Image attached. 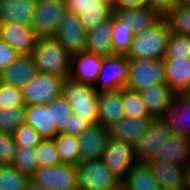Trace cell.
<instances>
[{
    "label": "cell",
    "mask_w": 190,
    "mask_h": 190,
    "mask_svg": "<svg viewBox=\"0 0 190 190\" xmlns=\"http://www.w3.org/2000/svg\"><path fill=\"white\" fill-rule=\"evenodd\" d=\"M86 31L79 16L74 12L66 11L53 38L71 56H74L85 51Z\"/></svg>",
    "instance_id": "12"
},
{
    "label": "cell",
    "mask_w": 190,
    "mask_h": 190,
    "mask_svg": "<svg viewBox=\"0 0 190 190\" xmlns=\"http://www.w3.org/2000/svg\"><path fill=\"white\" fill-rule=\"evenodd\" d=\"M112 46L115 55H127L130 50L135 33L127 27L114 14L112 16Z\"/></svg>",
    "instance_id": "31"
},
{
    "label": "cell",
    "mask_w": 190,
    "mask_h": 190,
    "mask_svg": "<svg viewBox=\"0 0 190 190\" xmlns=\"http://www.w3.org/2000/svg\"><path fill=\"white\" fill-rule=\"evenodd\" d=\"M160 84H166L163 59H129L127 89L140 92L146 88Z\"/></svg>",
    "instance_id": "5"
},
{
    "label": "cell",
    "mask_w": 190,
    "mask_h": 190,
    "mask_svg": "<svg viewBox=\"0 0 190 190\" xmlns=\"http://www.w3.org/2000/svg\"><path fill=\"white\" fill-rule=\"evenodd\" d=\"M78 188L83 190H106L118 188L122 182L115 177L102 159L78 164Z\"/></svg>",
    "instance_id": "9"
},
{
    "label": "cell",
    "mask_w": 190,
    "mask_h": 190,
    "mask_svg": "<svg viewBox=\"0 0 190 190\" xmlns=\"http://www.w3.org/2000/svg\"><path fill=\"white\" fill-rule=\"evenodd\" d=\"M128 79L129 58L126 55L106 57L93 87L97 92L120 90L127 86Z\"/></svg>",
    "instance_id": "10"
},
{
    "label": "cell",
    "mask_w": 190,
    "mask_h": 190,
    "mask_svg": "<svg viewBox=\"0 0 190 190\" xmlns=\"http://www.w3.org/2000/svg\"><path fill=\"white\" fill-rule=\"evenodd\" d=\"M26 106L0 108V131L11 133L26 124Z\"/></svg>",
    "instance_id": "34"
},
{
    "label": "cell",
    "mask_w": 190,
    "mask_h": 190,
    "mask_svg": "<svg viewBox=\"0 0 190 190\" xmlns=\"http://www.w3.org/2000/svg\"><path fill=\"white\" fill-rule=\"evenodd\" d=\"M148 6V0H114V8Z\"/></svg>",
    "instance_id": "46"
},
{
    "label": "cell",
    "mask_w": 190,
    "mask_h": 190,
    "mask_svg": "<svg viewBox=\"0 0 190 190\" xmlns=\"http://www.w3.org/2000/svg\"><path fill=\"white\" fill-rule=\"evenodd\" d=\"M25 190H48L40 185H37L33 183L32 181H29Z\"/></svg>",
    "instance_id": "47"
},
{
    "label": "cell",
    "mask_w": 190,
    "mask_h": 190,
    "mask_svg": "<svg viewBox=\"0 0 190 190\" xmlns=\"http://www.w3.org/2000/svg\"><path fill=\"white\" fill-rule=\"evenodd\" d=\"M67 11L79 16L86 30L94 29L114 14V3L107 0H65Z\"/></svg>",
    "instance_id": "11"
},
{
    "label": "cell",
    "mask_w": 190,
    "mask_h": 190,
    "mask_svg": "<svg viewBox=\"0 0 190 190\" xmlns=\"http://www.w3.org/2000/svg\"><path fill=\"white\" fill-rule=\"evenodd\" d=\"M125 190H160L161 186L156 181L146 163L137 162L122 182Z\"/></svg>",
    "instance_id": "29"
},
{
    "label": "cell",
    "mask_w": 190,
    "mask_h": 190,
    "mask_svg": "<svg viewBox=\"0 0 190 190\" xmlns=\"http://www.w3.org/2000/svg\"><path fill=\"white\" fill-rule=\"evenodd\" d=\"M111 34L112 17L96 28L86 31L85 51L104 58L115 56Z\"/></svg>",
    "instance_id": "24"
},
{
    "label": "cell",
    "mask_w": 190,
    "mask_h": 190,
    "mask_svg": "<svg viewBox=\"0 0 190 190\" xmlns=\"http://www.w3.org/2000/svg\"><path fill=\"white\" fill-rule=\"evenodd\" d=\"M64 78L47 73H37L22 88L25 106L46 105L63 93Z\"/></svg>",
    "instance_id": "4"
},
{
    "label": "cell",
    "mask_w": 190,
    "mask_h": 190,
    "mask_svg": "<svg viewBox=\"0 0 190 190\" xmlns=\"http://www.w3.org/2000/svg\"><path fill=\"white\" fill-rule=\"evenodd\" d=\"M169 36V27L166 20L162 18L152 28L134 35L126 56L129 59L162 60L165 57Z\"/></svg>",
    "instance_id": "2"
},
{
    "label": "cell",
    "mask_w": 190,
    "mask_h": 190,
    "mask_svg": "<svg viewBox=\"0 0 190 190\" xmlns=\"http://www.w3.org/2000/svg\"><path fill=\"white\" fill-rule=\"evenodd\" d=\"M30 181L48 190H76L77 167L63 163L56 166H39Z\"/></svg>",
    "instance_id": "7"
},
{
    "label": "cell",
    "mask_w": 190,
    "mask_h": 190,
    "mask_svg": "<svg viewBox=\"0 0 190 190\" xmlns=\"http://www.w3.org/2000/svg\"><path fill=\"white\" fill-rule=\"evenodd\" d=\"M20 55L21 54L12 49L0 37V71L10 66L13 62H15L18 59Z\"/></svg>",
    "instance_id": "44"
},
{
    "label": "cell",
    "mask_w": 190,
    "mask_h": 190,
    "mask_svg": "<svg viewBox=\"0 0 190 190\" xmlns=\"http://www.w3.org/2000/svg\"><path fill=\"white\" fill-rule=\"evenodd\" d=\"M114 15L135 34L146 31L156 25L162 17L148 6L114 8Z\"/></svg>",
    "instance_id": "17"
},
{
    "label": "cell",
    "mask_w": 190,
    "mask_h": 190,
    "mask_svg": "<svg viewBox=\"0 0 190 190\" xmlns=\"http://www.w3.org/2000/svg\"><path fill=\"white\" fill-rule=\"evenodd\" d=\"M164 19L170 33L190 36V5H178Z\"/></svg>",
    "instance_id": "32"
},
{
    "label": "cell",
    "mask_w": 190,
    "mask_h": 190,
    "mask_svg": "<svg viewBox=\"0 0 190 190\" xmlns=\"http://www.w3.org/2000/svg\"><path fill=\"white\" fill-rule=\"evenodd\" d=\"M161 162L185 165L190 161V139L171 134L161 152L156 156Z\"/></svg>",
    "instance_id": "28"
},
{
    "label": "cell",
    "mask_w": 190,
    "mask_h": 190,
    "mask_svg": "<svg viewBox=\"0 0 190 190\" xmlns=\"http://www.w3.org/2000/svg\"><path fill=\"white\" fill-rule=\"evenodd\" d=\"M176 6L177 0H148V7L156 11L162 18L170 13Z\"/></svg>",
    "instance_id": "45"
},
{
    "label": "cell",
    "mask_w": 190,
    "mask_h": 190,
    "mask_svg": "<svg viewBox=\"0 0 190 190\" xmlns=\"http://www.w3.org/2000/svg\"><path fill=\"white\" fill-rule=\"evenodd\" d=\"M153 117H124L109 128L110 138L135 144L148 130Z\"/></svg>",
    "instance_id": "25"
},
{
    "label": "cell",
    "mask_w": 190,
    "mask_h": 190,
    "mask_svg": "<svg viewBox=\"0 0 190 190\" xmlns=\"http://www.w3.org/2000/svg\"><path fill=\"white\" fill-rule=\"evenodd\" d=\"M139 94L153 118L164 117L176 96L167 84L151 86Z\"/></svg>",
    "instance_id": "23"
},
{
    "label": "cell",
    "mask_w": 190,
    "mask_h": 190,
    "mask_svg": "<svg viewBox=\"0 0 190 190\" xmlns=\"http://www.w3.org/2000/svg\"><path fill=\"white\" fill-rule=\"evenodd\" d=\"M66 11L65 0H36L32 27L37 37H53Z\"/></svg>",
    "instance_id": "8"
},
{
    "label": "cell",
    "mask_w": 190,
    "mask_h": 190,
    "mask_svg": "<svg viewBox=\"0 0 190 190\" xmlns=\"http://www.w3.org/2000/svg\"><path fill=\"white\" fill-rule=\"evenodd\" d=\"M106 190H125L124 185L121 184L118 188H110V189H106Z\"/></svg>",
    "instance_id": "50"
},
{
    "label": "cell",
    "mask_w": 190,
    "mask_h": 190,
    "mask_svg": "<svg viewBox=\"0 0 190 190\" xmlns=\"http://www.w3.org/2000/svg\"><path fill=\"white\" fill-rule=\"evenodd\" d=\"M103 58L83 51L71 56L70 79L94 86L103 64Z\"/></svg>",
    "instance_id": "16"
},
{
    "label": "cell",
    "mask_w": 190,
    "mask_h": 190,
    "mask_svg": "<svg viewBox=\"0 0 190 190\" xmlns=\"http://www.w3.org/2000/svg\"><path fill=\"white\" fill-rule=\"evenodd\" d=\"M12 165L19 173L30 179L39 167L35 149L17 147Z\"/></svg>",
    "instance_id": "36"
},
{
    "label": "cell",
    "mask_w": 190,
    "mask_h": 190,
    "mask_svg": "<svg viewBox=\"0 0 190 190\" xmlns=\"http://www.w3.org/2000/svg\"><path fill=\"white\" fill-rule=\"evenodd\" d=\"M25 106L22 90L19 87L0 83V108Z\"/></svg>",
    "instance_id": "41"
},
{
    "label": "cell",
    "mask_w": 190,
    "mask_h": 190,
    "mask_svg": "<svg viewBox=\"0 0 190 190\" xmlns=\"http://www.w3.org/2000/svg\"><path fill=\"white\" fill-rule=\"evenodd\" d=\"M63 96L72 106L73 114L81 116L91 125L98 124V96L99 92L89 84L65 79Z\"/></svg>",
    "instance_id": "3"
},
{
    "label": "cell",
    "mask_w": 190,
    "mask_h": 190,
    "mask_svg": "<svg viewBox=\"0 0 190 190\" xmlns=\"http://www.w3.org/2000/svg\"><path fill=\"white\" fill-rule=\"evenodd\" d=\"M190 58V36L170 33L164 58Z\"/></svg>",
    "instance_id": "39"
},
{
    "label": "cell",
    "mask_w": 190,
    "mask_h": 190,
    "mask_svg": "<svg viewBox=\"0 0 190 190\" xmlns=\"http://www.w3.org/2000/svg\"><path fill=\"white\" fill-rule=\"evenodd\" d=\"M72 114V106L67 102L63 94L50 102L51 125H55L58 133L68 127Z\"/></svg>",
    "instance_id": "35"
},
{
    "label": "cell",
    "mask_w": 190,
    "mask_h": 190,
    "mask_svg": "<svg viewBox=\"0 0 190 190\" xmlns=\"http://www.w3.org/2000/svg\"><path fill=\"white\" fill-rule=\"evenodd\" d=\"M78 138L79 164L100 160L110 140L109 128L94 124Z\"/></svg>",
    "instance_id": "14"
},
{
    "label": "cell",
    "mask_w": 190,
    "mask_h": 190,
    "mask_svg": "<svg viewBox=\"0 0 190 190\" xmlns=\"http://www.w3.org/2000/svg\"><path fill=\"white\" fill-rule=\"evenodd\" d=\"M90 126L91 124L83 120L81 116H76L75 114H72L70 117V121L68 122V127H65L60 133L80 136Z\"/></svg>",
    "instance_id": "43"
},
{
    "label": "cell",
    "mask_w": 190,
    "mask_h": 190,
    "mask_svg": "<svg viewBox=\"0 0 190 190\" xmlns=\"http://www.w3.org/2000/svg\"><path fill=\"white\" fill-rule=\"evenodd\" d=\"M36 0H0V24L32 26Z\"/></svg>",
    "instance_id": "22"
},
{
    "label": "cell",
    "mask_w": 190,
    "mask_h": 190,
    "mask_svg": "<svg viewBox=\"0 0 190 190\" xmlns=\"http://www.w3.org/2000/svg\"><path fill=\"white\" fill-rule=\"evenodd\" d=\"M160 190H182V189H173V188H165V187H161Z\"/></svg>",
    "instance_id": "51"
},
{
    "label": "cell",
    "mask_w": 190,
    "mask_h": 190,
    "mask_svg": "<svg viewBox=\"0 0 190 190\" xmlns=\"http://www.w3.org/2000/svg\"><path fill=\"white\" fill-rule=\"evenodd\" d=\"M178 5H190V0H177Z\"/></svg>",
    "instance_id": "48"
},
{
    "label": "cell",
    "mask_w": 190,
    "mask_h": 190,
    "mask_svg": "<svg viewBox=\"0 0 190 190\" xmlns=\"http://www.w3.org/2000/svg\"><path fill=\"white\" fill-rule=\"evenodd\" d=\"M35 154L39 166H56L62 163L54 139H43L35 148Z\"/></svg>",
    "instance_id": "38"
},
{
    "label": "cell",
    "mask_w": 190,
    "mask_h": 190,
    "mask_svg": "<svg viewBox=\"0 0 190 190\" xmlns=\"http://www.w3.org/2000/svg\"><path fill=\"white\" fill-rule=\"evenodd\" d=\"M13 137L17 147L35 149L43 140L42 136L27 124L21 125L13 132Z\"/></svg>",
    "instance_id": "40"
},
{
    "label": "cell",
    "mask_w": 190,
    "mask_h": 190,
    "mask_svg": "<svg viewBox=\"0 0 190 190\" xmlns=\"http://www.w3.org/2000/svg\"><path fill=\"white\" fill-rule=\"evenodd\" d=\"M165 83L175 94L189 91L190 58H164Z\"/></svg>",
    "instance_id": "18"
},
{
    "label": "cell",
    "mask_w": 190,
    "mask_h": 190,
    "mask_svg": "<svg viewBox=\"0 0 190 190\" xmlns=\"http://www.w3.org/2000/svg\"><path fill=\"white\" fill-rule=\"evenodd\" d=\"M163 118L172 134L190 139V102L182 94H176Z\"/></svg>",
    "instance_id": "20"
},
{
    "label": "cell",
    "mask_w": 190,
    "mask_h": 190,
    "mask_svg": "<svg viewBox=\"0 0 190 190\" xmlns=\"http://www.w3.org/2000/svg\"><path fill=\"white\" fill-rule=\"evenodd\" d=\"M102 160L112 174L123 182L137 163L133 144L110 138Z\"/></svg>",
    "instance_id": "13"
},
{
    "label": "cell",
    "mask_w": 190,
    "mask_h": 190,
    "mask_svg": "<svg viewBox=\"0 0 190 190\" xmlns=\"http://www.w3.org/2000/svg\"><path fill=\"white\" fill-rule=\"evenodd\" d=\"M0 37L19 54H31L38 40L32 26L20 23L0 24Z\"/></svg>",
    "instance_id": "15"
},
{
    "label": "cell",
    "mask_w": 190,
    "mask_h": 190,
    "mask_svg": "<svg viewBox=\"0 0 190 190\" xmlns=\"http://www.w3.org/2000/svg\"><path fill=\"white\" fill-rule=\"evenodd\" d=\"M125 117L121 89L99 92L98 96V124L110 128Z\"/></svg>",
    "instance_id": "21"
},
{
    "label": "cell",
    "mask_w": 190,
    "mask_h": 190,
    "mask_svg": "<svg viewBox=\"0 0 190 190\" xmlns=\"http://www.w3.org/2000/svg\"><path fill=\"white\" fill-rule=\"evenodd\" d=\"M182 95L190 102V90L185 91L184 93H182Z\"/></svg>",
    "instance_id": "49"
},
{
    "label": "cell",
    "mask_w": 190,
    "mask_h": 190,
    "mask_svg": "<svg viewBox=\"0 0 190 190\" xmlns=\"http://www.w3.org/2000/svg\"><path fill=\"white\" fill-rule=\"evenodd\" d=\"M61 162L68 165L79 164V138L78 136L58 133L54 138Z\"/></svg>",
    "instance_id": "30"
},
{
    "label": "cell",
    "mask_w": 190,
    "mask_h": 190,
    "mask_svg": "<svg viewBox=\"0 0 190 190\" xmlns=\"http://www.w3.org/2000/svg\"><path fill=\"white\" fill-rule=\"evenodd\" d=\"M146 164L161 187L182 189L183 165L161 162L156 158L149 160Z\"/></svg>",
    "instance_id": "26"
},
{
    "label": "cell",
    "mask_w": 190,
    "mask_h": 190,
    "mask_svg": "<svg viewBox=\"0 0 190 190\" xmlns=\"http://www.w3.org/2000/svg\"><path fill=\"white\" fill-rule=\"evenodd\" d=\"M37 73L31 54H22L10 66L0 71V83L22 88Z\"/></svg>",
    "instance_id": "19"
},
{
    "label": "cell",
    "mask_w": 190,
    "mask_h": 190,
    "mask_svg": "<svg viewBox=\"0 0 190 190\" xmlns=\"http://www.w3.org/2000/svg\"><path fill=\"white\" fill-rule=\"evenodd\" d=\"M26 124L32 126L43 139H53L58 132L51 125L50 103L26 106Z\"/></svg>",
    "instance_id": "27"
},
{
    "label": "cell",
    "mask_w": 190,
    "mask_h": 190,
    "mask_svg": "<svg viewBox=\"0 0 190 190\" xmlns=\"http://www.w3.org/2000/svg\"><path fill=\"white\" fill-rule=\"evenodd\" d=\"M29 181L13 165H0V190H25Z\"/></svg>",
    "instance_id": "37"
},
{
    "label": "cell",
    "mask_w": 190,
    "mask_h": 190,
    "mask_svg": "<svg viewBox=\"0 0 190 190\" xmlns=\"http://www.w3.org/2000/svg\"><path fill=\"white\" fill-rule=\"evenodd\" d=\"M171 134L172 132L163 117L152 118L148 130L133 145L136 161L146 163L155 159Z\"/></svg>",
    "instance_id": "6"
},
{
    "label": "cell",
    "mask_w": 190,
    "mask_h": 190,
    "mask_svg": "<svg viewBox=\"0 0 190 190\" xmlns=\"http://www.w3.org/2000/svg\"><path fill=\"white\" fill-rule=\"evenodd\" d=\"M16 150L13 134L0 131V165H12Z\"/></svg>",
    "instance_id": "42"
},
{
    "label": "cell",
    "mask_w": 190,
    "mask_h": 190,
    "mask_svg": "<svg viewBox=\"0 0 190 190\" xmlns=\"http://www.w3.org/2000/svg\"><path fill=\"white\" fill-rule=\"evenodd\" d=\"M31 56L39 73L70 77L71 55L53 37L38 38Z\"/></svg>",
    "instance_id": "1"
},
{
    "label": "cell",
    "mask_w": 190,
    "mask_h": 190,
    "mask_svg": "<svg viewBox=\"0 0 190 190\" xmlns=\"http://www.w3.org/2000/svg\"><path fill=\"white\" fill-rule=\"evenodd\" d=\"M121 99L125 117H152L139 92L127 89L126 87L122 88Z\"/></svg>",
    "instance_id": "33"
}]
</instances>
